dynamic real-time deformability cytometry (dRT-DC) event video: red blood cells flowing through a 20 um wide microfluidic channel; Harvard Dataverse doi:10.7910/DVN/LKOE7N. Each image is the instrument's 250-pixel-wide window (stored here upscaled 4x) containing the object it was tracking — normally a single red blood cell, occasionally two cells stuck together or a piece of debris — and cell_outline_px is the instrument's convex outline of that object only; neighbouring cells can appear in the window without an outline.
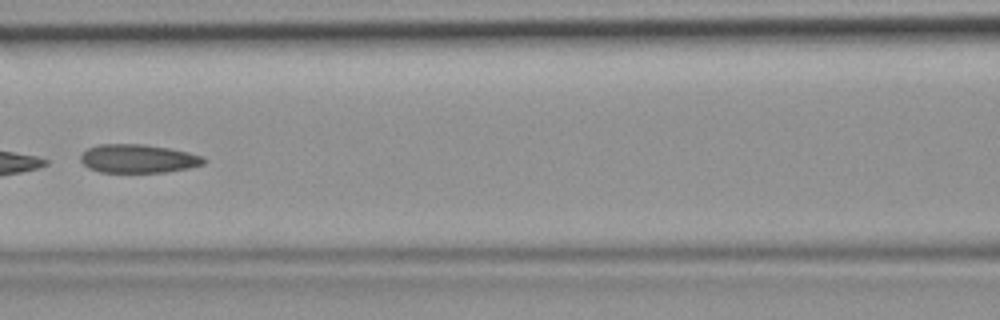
{"species": "common noctule bat (a hibernating species)", "species_latin": "Nyctalus noctula", "temperature_condition": "room temperature", "stored_images_in_passage": 5, "camera_frame_rate_fps": 3000, "um_per_image_px": 0.085, "animal": {"sex": "female", "body_mass_g": 19.9}, "frame": {"image": 1, "passage_image": 5, "time_ms": 1.333, "image_size_px": [1000, 320], "cell_outline_px": [[208, 160], [204, 164], [188, 168], [164, 172], [100, 172], [88, 168], [80, 160], [80, 156], [88, 148], [100, 144], [144, 144], [168, 148], [188, 152], [204, 156]], "centroid_in_image_um": [11.76, 13.48], "position_along_channel_um": 154.8, "area_um2": 20.52}}